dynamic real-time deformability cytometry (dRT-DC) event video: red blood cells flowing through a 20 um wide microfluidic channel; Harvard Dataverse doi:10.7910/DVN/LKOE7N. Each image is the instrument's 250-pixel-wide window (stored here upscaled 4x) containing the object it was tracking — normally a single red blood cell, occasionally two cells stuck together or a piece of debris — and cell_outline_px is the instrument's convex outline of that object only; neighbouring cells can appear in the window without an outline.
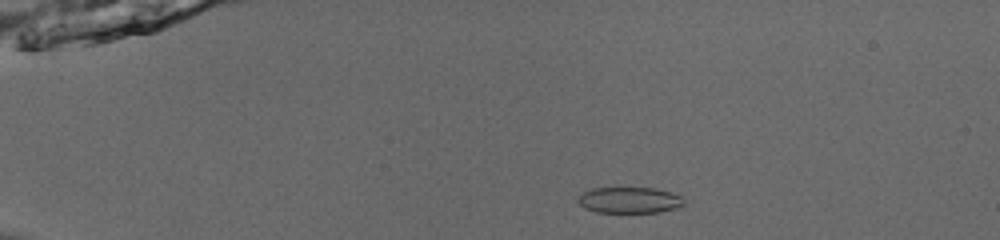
{"species": "common noctule bat (a hibernating species)", "species_latin": "Nyctalus noctula", "temperature_condition": "room temperature", "stored_images_in_passage": 54, "camera_frame_rate_fps": 3000, "um_per_image_px": 0.085, "animal": {"sex": "male", "body_mass_g": 13.0, "forearm_length_mm": 53.1}, "frame": {"image": 1, "passage_image": 12, "time_ms": 3.667, "image_size_px": [1000, 240], "cell_outline_px": [[684, 204], [676, 208], [660, 212], [596, 212], [584, 208], [576, 200], [576, 196], [592, 188], [656, 188], [672, 192], [680, 196], [684, 200]], "centroid_in_image_um": [53.48, 17.0], "position_along_channel_um": 31.5, "area_um2": 16.18}}
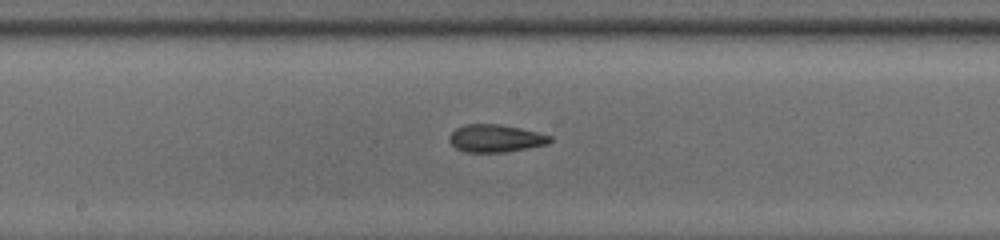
{"frame": {"image": 2, "passage_image": 31, "time_ms": 10.0, "image_size_px": [1000, 240], "cell_outline_px": [[552, 140], [548, 144], [528, 148], [504, 152], [464, 152], [456, 148], [448, 140], [448, 136], [456, 128], [464, 124], [500, 124], [520, 128], [552, 136]], "centroid_in_image_um": [42.1, 11.76], "position_along_channel_um": 206.1, "area_um2": 16.24}}
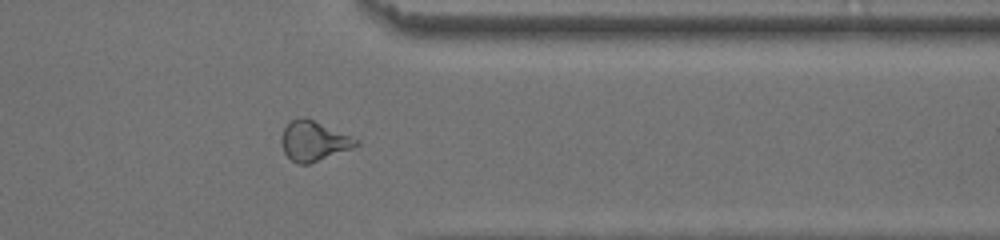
{"frame": {"image": 3, "passage_image": 45, "time_ms": 14.667, "image_size_px": [1000, 240], "cell_outline_px": [[360, 144], [352, 148], [308, 164], [300, 164], [292, 160], [284, 152], [280, 140], [284, 128], [292, 120], [300, 116], [304, 116], [360, 140]], "centroid_in_image_um": [26.66, 11.97], "position_along_channel_um": 384.7, "area_um2": 17.11}, "authors_computed_cell_mechanics": {"area_um2": 17.2533, "velocity_mm_per_s": 3.879, "shape_relaxation_time_tau1_ms": 8.2409, "shape_relaxation_time_tau2_ms": 1.6315, "deformation_change_tau1": 0.1565, "deformation_change_tau2": 0.0854}}